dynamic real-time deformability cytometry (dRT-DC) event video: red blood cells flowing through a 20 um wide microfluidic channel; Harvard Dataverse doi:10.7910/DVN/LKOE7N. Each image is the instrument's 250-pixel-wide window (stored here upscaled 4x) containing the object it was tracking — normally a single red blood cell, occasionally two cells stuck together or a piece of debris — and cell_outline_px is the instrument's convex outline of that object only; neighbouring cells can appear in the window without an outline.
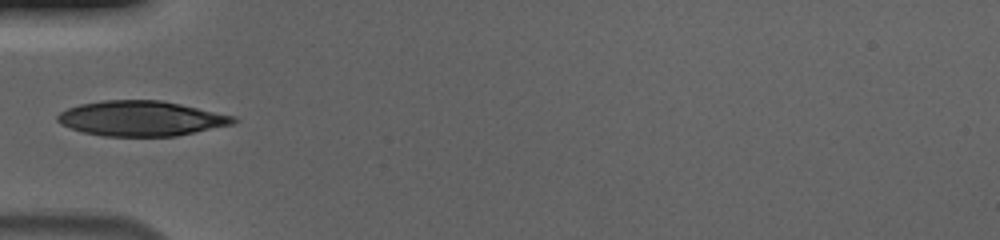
{"species": "human", "species_latin": "Homo sapiens", "temperature_condition": "cold", "stored_images_in_passage": 37, "camera_frame_rate_fps": 3000, "um_per_image_px": 0.085, "donor": {"sex": "male"}, "frame": {"image": 1, "passage_image": 1, "time_ms": 0.0, "image_size_px": [1000, 240], "cell_outline_px": [[240, 120], [232, 124], [196, 132], [176, 136], [104, 136], [84, 132], [60, 124], [56, 120], [56, 116], [60, 112], [68, 108], [80, 104], [104, 100], [160, 100], [180, 104], [236, 116]], "centroid_in_image_um": [12.01, 10.06], "position_along_channel_um": 73.0, "area_um2": 35.89}}
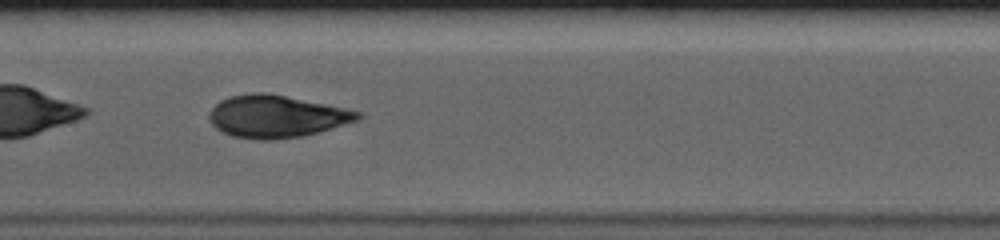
{"frame": {"image": 2, "passage_image": 10, "time_ms": 3.0, "image_size_px": [1000, 240], "cell_outline_px": [[364, 116], [360, 120], [316, 132], [300, 136], [276, 140], [260, 140], [232, 136], [216, 128], [212, 124], [208, 116], [212, 108], [220, 100], [232, 96], [252, 92], [268, 92], [344, 108], [360, 112]], "centroid_in_image_um": [23.49, 9.89], "position_along_channel_um": 183.9, "area_um2": 36.47}}
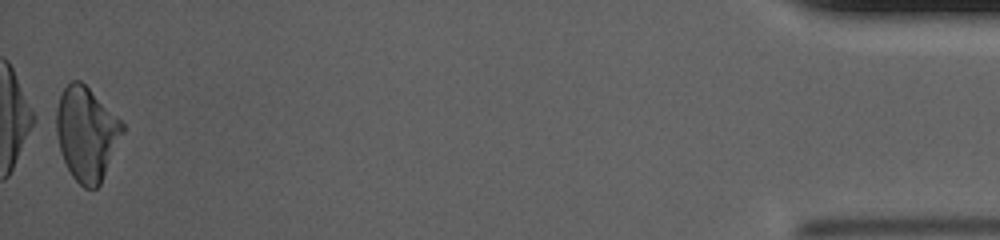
{"frame": {"image": 3, "passage_image": 37, "time_ms": 12.0, "image_size_px": [1000, 240], "cell_outline_px": [[124, 132], [100, 184], [96, 188], [84, 188], [72, 176], [60, 152], [48, 120], [48, 116], [64, 88], [72, 80], [80, 80], [124, 124]], "centroid_in_image_um": [7.23, 11.33], "position_along_channel_um": 428.0, "area_um2": 37.17}, "authors_computed_cell_mechanics": {"area_um2": 36.1828, "velocity_mm_per_s": 3.6828, "shape_relaxation_time_tau1_ms": 4.3809, "shape_relaxation_time_tau2_ms": 0.975, "deformation_change_tau1": 0.1741, "deformation_change_tau2": 0.0444}}